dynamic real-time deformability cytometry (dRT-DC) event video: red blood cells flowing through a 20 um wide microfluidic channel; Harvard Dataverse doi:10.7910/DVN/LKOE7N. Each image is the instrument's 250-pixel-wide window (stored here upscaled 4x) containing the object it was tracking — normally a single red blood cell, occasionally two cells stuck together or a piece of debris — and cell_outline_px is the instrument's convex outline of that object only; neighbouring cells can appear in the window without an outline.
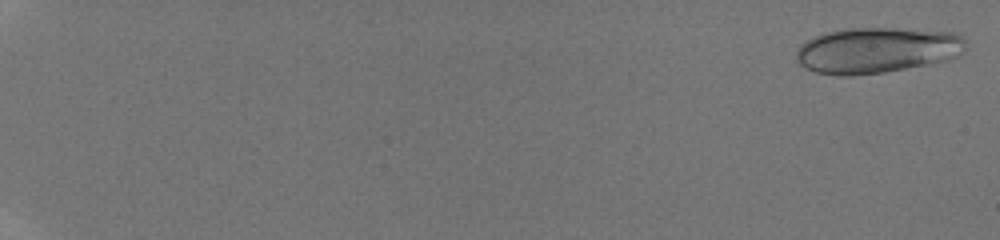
{"species": "human", "species_latin": "Homo sapiens", "temperature_condition": "room temperature", "stored_images_in_passage": 40, "camera_frame_rate_fps": 3000, "um_per_image_px": 0.085, "donor": {"sex": "male"}, "frame": {"image": 1, "passage_image": 1, "time_ms": 0.0, "image_size_px": [1000, 240], "cell_outline_px": [[964, 48], [960, 56], [948, 60], [884, 72], [848, 76], [844, 76], [816, 72], [800, 64], [796, 60], [796, 52], [800, 44], [804, 40], [824, 32], [844, 28], [896, 28], [952, 32], [960, 36], [964, 40]], "centroid_in_image_um": [74.49, 4.26], "position_along_channel_um": 10.5, "area_um2": 45.26}}
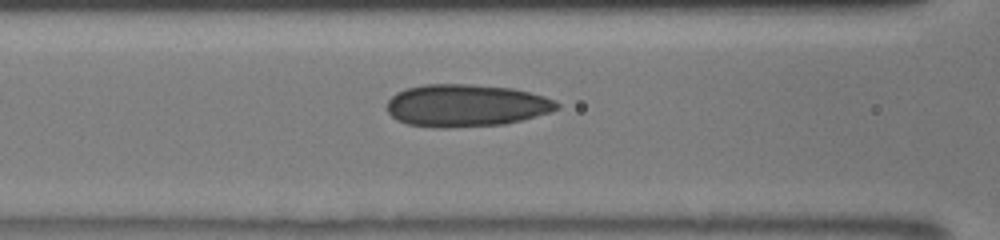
{"frame": {"image": 2, "passage_image": 15, "time_ms": 8.333, "image_size_px": [1000, 240], "cell_outline_px": [[560, 108], [548, 112], [520, 120], [504, 124], [444, 128], [432, 128], [408, 124], [396, 120], [388, 112], [388, 100], [396, 92], [408, 88], [424, 84], [468, 84], [512, 88], [544, 96], [560, 104]], "centroid_in_image_um": [39.58, 8.97], "position_along_channel_um": 127.0, "area_um2": 41.79}}
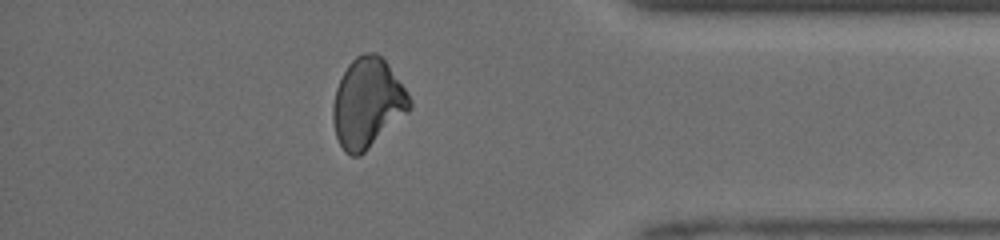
{"frame": {"image": 3, "passage_image": 33, "time_ms": 15.333, "image_size_px": [1000, 240], "cell_outline_px": [[412, 108], [408, 112], [360, 156], [352, 156], [344, 152], [336, 136], [332, 120], [332, 104], [336, 88], [348, 64], [356, 56], [364, 52], [376, 52], [388, 64], [408, 92], [412, 100]], "centroid_in_image_um": [31.23, 8.76], "position_along_channel_um": 404.0, "area_um2": 40.06}, "authors_computed_cell_mechanics": {"area_um2": 39.9976, "velocity_mm_per_s": 4.1975, "shape_relaxation_time_tau1_ms": null, "shape_relaxation_time_tau2_ms": 1.8795, "deformation_change_tau1": null, "deformation_change_tau2": 0.0751}}